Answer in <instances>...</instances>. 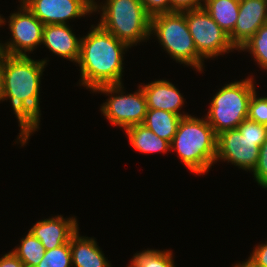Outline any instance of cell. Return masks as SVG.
<instances>
[{
    "instance_id": "obj_15",
    "label": "cell",
    "mask_w": 267,
    "mask_h": 267,
    "mask_svg": "<svg viewBox=\"0 0 267 267\" xmlns=\"http://www.w3.org/2000/svg\"><path fill=\"white\" fill-rule=\"evenodd\" d=\"M149 109L164 110L167 112L178 114L181 117L189 116L187 113H181L185 99L179 89L168 80H156L150 84L140 85Z\"/></svg>"
},
{
    "instance_id": "obj_3",
    "label": "cell",
    "mask_w": 267,
    "mask_h": 267,
    "mask_svg": "<svg viewBox=\"0 0 267 267\" xmlns=\"http://www.w3.org/2000/svg\"><path fill=\"white\" fill-rule=\"evenodd\" d=\"M170 150L177 152L191 173L204 175L215 163L217 135L205 117H182Z\"/></svg>"
},
{
    "instance_id": "obj_9",
    "label": "cell",
    "mask_w": 267,
    "mask_h": 267,
    "mask_svg": "<svg viewBox=\"0 0 267 267\" xmlns=\"http://www.w3.org/2000/svg\"><path fill=\"white\" fill-rule=\"evenodd\" d=\"M182 13L186 17L195 48L203 59L218 58L226 52L237 50L230 42L229 35L221 29L203 7L186 10Z\"/></svg>"
},
{
    "instance_id": "obj_32",
    "label": "cell",
    "mask_w": 267,
    "mask_h": 267,
    "mask_svg": "<svg viewBox=\"0 0 267 267\" xmlns=\"http://www.w3.org/2000/svg\"><path fill=\"white\" fill-rule=\"evenodd\" d=\"M5 22H6V19L0 15V27L1 25L3 26V24L5 25L6 24Z\"/></svg>"
},
{
    "instance_id": "obj_30",
    "label": "cell",
    "mask_w": 267,
    "mask_h": 267,
    "mask_svg": "<svg viewBox=\"0 0 267 267\" xmlns=\"http://www.w3.org/2000/svg\"><path fill=\"white\" fill-rule=\"evenodd\" d=\"M3 67H4V53L0 52V101L3 98Z\"/></svg>"
},
{
    "instance_id": "obj_11",
    "label": "cell",
    "mask_w": 267,
    "mask_h": 267,
    "mask_svg": "<svg viewBox=\"0 0 267 267\" xmlns=\"http://www.w3.org/2000/svg\"><path fill=\"white\" fill-rule=\"evenodd\" d=\"M44 24H66L67 20L88 16L92 0H20Z\"/></svg>"
},
{
    "instance_id": "obj_10",
    "label": "cell",
    "mask_w": 267,
    "mask_h": 267,
    "mask_svg": "<svg viewBox=\"0 0 267 267\" xmlns=\"http://www.w3.org/2000/svg\"><path fill=\"white\" fill-rule=\"evenodd\" d=\"M20 11L12 13L7 21L12 38L0 42V52L9 56H28L41 45L44 24L20 1Z\"/></svg>"
},
{
    "instance_id": "obj_16",
    "label": "cell",
    "mask_w": 267,
    "mask_h": 267,
    "mask_svg": "<svg viewBox=\"0 0 267 267\" xmlns=\"http://www.w3.org/2000/svg\"><path fill=\"white\" fill-rule=\"evenodd\" d=\"M70 248L74 267H111L95 238L80 236L79 230L71 237Z\"/></svg>"
},
{
    "instance_id": "obj_6",
    "label": "cell",
    "mask_w": 267,
    "mask_h": 267,
    "mask_svg": "<svg viewBox=\"0 0 267 267\" xmlns=\"http://www.w3.org/2000/svg\"><path fill=\"white\" fill-rule=\"evenodd\" d=\"M157 36L173 60L202 73L204 59L198 54L182 12L159 13L151 16L150 35Z\"/></svg>"
},
{
    "instance_id": "obj_4",
    "label": "cell",
    "mask_w": 267,
    "mask_h": 267,
    "mask_svg": "<svg viewBox=\"0 0 267 267\" xmlns=\"http://www.w3.org/2000/svg\"><path fill=\"white\" fill-rule=\"evenodd\" d=\"M93 11H101L98 24L129 47L151 37V16L145 11L141 0H106L103 5L94 1Z\"/></svg>"
},
{
    "instance_id": "obj_7",
    "label": "cell",
    "mask_w": 267,
    "mask_h": 267,
    "mask_svg": "<svg viewBox=\"0 0 267 267\" xmlns=\"http://www.w3.org/2000/svg\"><path fill=\"white\" fill-rule=\"evenodd\" d=\"M249 77L225 84L211 99L205 118L216 135L237 129L248 118L249 101L256 90L254 78Z\"/></svg>"
},
{
    "instance_id": "obj_25",
    "label": "cell",
    "mask_w": 267,
    "mask_h": 267,
    "mask_svg": "<svg viewBox=\"0 0 267 267\" xmlns=\"http://www.w3.org/2000/svg\"><path fill=\"white\" fill-rule=\"evenodd\" d=\"M253 177L262 188H267V138L260 147L258 163L253 169Z\"/></svg>"
},
{
    "instance_id": "obj_5",
    "label": "cell",
    "mask_w": 267,
    "mask_h": 267,
    "mask_svg": "<svg viewBox=\"0 0 267 267\" xmlns=\"http://www.w3.org/2000/svg\"><path fill=\"white\" fill-rule=\"evenodd\" d=\"M267 138V126L245 119L237 129L217 135L215 162L223 160L252 172L258 163L259 151Z\"/></svg>"
},
{
    "instance_id": "obj_31",
    "label": "cell",
    "mask_w": 267,
    "mask_h": 267,
    "mask_svg": "<svg viewBox=\"0 0 267 267\" xmlns=\"http://www.w3.org/2000/svg\"><path fill=\"white\" fill-rule=\"evenodd\" d=\"M233 267H258L256 266L251 260L247 259L246 261H242L239 263H235V265H232Z\"/></svg>"
},
{
    "instance_id": "obj_29",
    "label": "cell",
    "mask_w": 267,
    "mask_h": 267,
    "mask_svg": "<svg viewBox=\"0 0 267 267\" xmlns=\"http://www.w3.org/2000/svg\"><path fill=\"white\" fill-rule=\"evenodd\" d=\"M0 267H25V265L12 251H9L0 258Z\"/></svg>"
},
{
    "instance_id": "obj_26",
    "label": "cell",
    "mask_w": 267,
    "mask_h": 267,
    "mask_svg": "<svg viewBox=\"0 0 267 267\" xmlns=\"http://www.w3.org/2000/svg\"><path fill=\"white\" fill-rule=\"evenodd\" d=\"M141 2L150 16L171 13V0H141Z\"/></svg>"
},
{
    "instance_id": "obj_2",
    "label": "cell",
    "mask_w": 267,
    "mask_h": 267,
    "mask_svg": "<svg viewBox=\"0 0 267 267\" xmlns=\"http://www.w3.org/2000/svg\"><path fill=\"white\" fill-rule=\"evenodd\" d=\"M90 29L80 41L79 84L92 92L104 85L122 84L123 55L130 47L99 24Z\"/></svg>"
},
{
    "instance_id": "obj_27",
    "label": "cell",
    "mask_w": 267,
    "mask_h": 267,
    "mask_svg": "<svg viewBox=\"0 0 267 267\" xmlns=\"http://www.w3.org/2000/svg\"><path fill=\"white\" fill-rule=\"evenodd\" d=\"M248 258L258 267H267V241L265 244L255 245Z\"/></svg>"
},
{
    "instance_id": "obj_21",
    "label": "cell",
    "mask_w": 267,
    "mask_h": 267,
    "mask_svg": "<svg viewBox=\"0 0 267 267\" xmlns=\"http://www.w3.org/2000/svg\"><path fill=\"white\" fill-rule=\"evenodd\" d=\"M171 250L147 249L137 252L130 260L132 267H176Z\"/></svg>"
},
{
    "instance_id": "obj_23",
    "label": "cell",
    "mask_w": 267,
    "mask_h": 267,
    "mask_svg": "<svg viewBox=\"0 0 267 267\" xmlns=\"http://www.w3.org/2000/svg\"><path fill=\"white\" fill-rule=\"evenodd\" d=\"M36 267H73L70 242L45 250L42 260Z\"/></svg>"
},
{
    "instance_id": "obj_18",
    "label": "cell",
    "mask_w": 267,
    "mask_h": 267,
    "mask_svg": "<svg viewBox=\"0 0 267 267\" xmlns=\"http://www.w3.org/2000/svg\"><path fill=\"white\" fill-rule=\"evenodd\" d=\"M239 5L240 0H203V8L227 35L234 30Z\"/></svg>"
},
{
    "instance_id": "obj_19",
    "label": "cell",
    "mask_w": 267,
    "mask_h": 267,
    "mask_svg": "<svg viewBox=\"0 0 267 267\" xmlns=\"http://www.w3.org/2000/svg\"><path fill=\"white\" fill-rule=\"evenodd\" d=\"M181 118L175 113L148 108L143 125L171 144Z\"/></svg>"
},
{
    "instance_id": "obj_8",
    "label": "cell",
    "mask_w": 267,
    "mask_h": 267,
    "mask_svg": "<svg viewBox=\"0 0 267 267\" xmlns=\"http://www.w3.org/2000/svg\"><path fill=\"white\" fill-rule=\"evenodd\" d=\"M138 87V90L133 94H125L123 83L104 85L93 91V93L101 92L110 96L100 106L101 113L110 123L123 128V130L134 125L143 124L148 106L141 86L139 85Z\"/></svg>"
},
{
    "instance_id": "obj_22",
    "label": "cell",
    "mask_w": 267,
    "mask_h": 267,
    "mask_svg": "<svg viewBox=\"0 0 267 267\" xmlns=\"http://www.w3.org/2000/svg\"><path fill=\"white\" fill-rule=\"evenodd\" d=\"M239 50L252 54L254 61L267 71V24L261 26Z\"/></svg>"
},
{
    "instance_id": "obj_12",
    "label": "cell",
    "mask_w": 267,
    "mask_h": 267,
    "mask_svg": "<svg viewBox=\"0 0 267 267\" xmlns=\"http://www.w3.org/2000/svg\"><path fill=\"white\" fill-rule=\"evenodd\" d=\"M267 24V3L265 0H240L238 18L230 42L238 50L256 31Z\"/></svg>"
},
{
    "instance_id": "obj_14",
    "label": "cell",
    "mask_w": 267,
    "mask_h": 267,
    "mask_svg": "<svg viewBox=\"0 0 267 267\" xmlns=\"http://www.w3.org/2000/svg\"><path fill=\"white\" fill-rule=\"evenodd\" d=\"M80 41V36L79 38L76 37L69 25H44L41 44L63 59L65 58L77 64L80 56Z\"/></svg>"
},
{
    "instance_id": "obj_13",
    "label": "cell",
    "mask_w": 267,
    "mask_h": 267,
    "mask_svg": "<svg viewBox=\"0 0 267 267\" xmlns=\"http://www.w3.org/2000/svg\"><path fill=\"white\" fill-rule=\"evenodd\" d=\"M78 226L75 217L65 219L62 215H57L39 220L28 231L41 241L45 250H51L70 242L71 237L79 230Z\"/></svg>"
},
{
    "instance_id": "obj_20",
    "label": "cell",
    "mask_w": 267,
    "mask_h": 267,
    "mask_svg": "<svg viewBox=\"0 0 267 267\" xmlns=\"http://www.w3.org/2000/svg\"><path fill=\"white\" fill-rule=\"evenodd\" d=\"M12 252L22 261L25 267H36L42 260L45 248L41 241L28 231L26 236L20 239V245Z\"/></svg>"
},
{
    "instance_id": "obj_17",
    "label": "cell",
    "mask_w": 267,
    "mask_h": 267,
    "mask_svg": "<svg viewBox=\"0 0 267 267\" xmlns=\"http://www.w3.org/2000/svg\"><path fill=\"white\" fill-rule=\"evenodd\" d=\"M124 131L131 146L139 153H166L170 151V143L158 137L143 124L131 126Z\"/></svg>"
},
{
    "instance_id": "obj_1",
    "label": "cell",
    "mask_w": 267,
    "mask_h": 267,
    "mask_svg": "<svg viewBox=\"0 0 267 267\" xmlns=\"http://www.w3.org/2000/svg\"><path fill=\"white\" fill-rule=\"evenodd\" d=\"M47 61L4 54L2 101L8 99L11 102L20 127L17 143L21 146H25L29 137L39 129L40 83Z\"/></svg>"
},
{
    "instance_id": "obj_28",
    "label": "cell",
    "mask_w": 267,
    "mask_h": 267,
    "mask_svg": "<svg viewBox=\"0 0 267 267\" xmlns=\"http://www.w3.org/2000/svg\"><path fill=\"white\" fill-rule=\"evenodd\" d=\"M203 0H171V13L203 7Z\"/></svg>"
},
{
    "instance_id": "obj_24",
    "label": "cell",
    "mask_w": 267,
    "mask_h": 267,
    "mask_svg": "<svg viewBox=\"0 0 267 267\" xmlns=\"http://www.w3.org/2000/svg\"><path fill=\"white\" fill-rule=\"evenodd\" d=\"M248 119L267 126V97H258L256 90L249 101Z\"/></svg>"
}]
</instances>
